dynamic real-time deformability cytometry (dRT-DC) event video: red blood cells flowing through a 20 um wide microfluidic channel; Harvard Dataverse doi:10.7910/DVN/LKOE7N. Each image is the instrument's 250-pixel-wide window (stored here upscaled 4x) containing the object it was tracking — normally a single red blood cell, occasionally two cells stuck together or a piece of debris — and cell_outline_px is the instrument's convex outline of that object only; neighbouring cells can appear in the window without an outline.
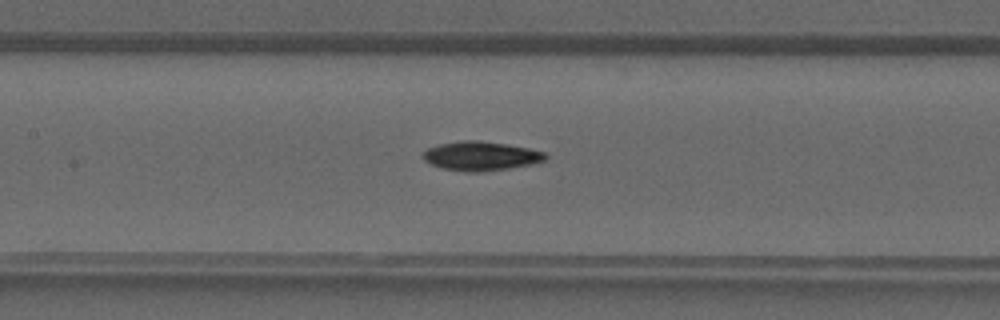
{"species": "common noctule bat (a hibernating species)", "species_latin": "Nyctalus noctula", "temperature_condition": "warm", "stored_images_in_passage": 25, "camera_frame_rate_fps": 3000, "um_per_image_px": 0.085, "animal": {"sex": "male", "forearm_length_mm": 52.5}, "frame": {"image": 1, "passage_image": 11, "time_ms": 3.333, "image_size_px": [1000, 320], "cell_outline_px": [[548, 156], [544, 160], [532, 164], [484, 172], [464, 172], [440, 168], [424, 160], [420, 156], [428, 148], [440, 144], [464, 140], [476, 140], [504, 144], [528, 148], [544, 152]], "centroid_in_image_um": [40.84, 13.27], "position_along_channel_um": 166.6, "area_um2": 20.69}}
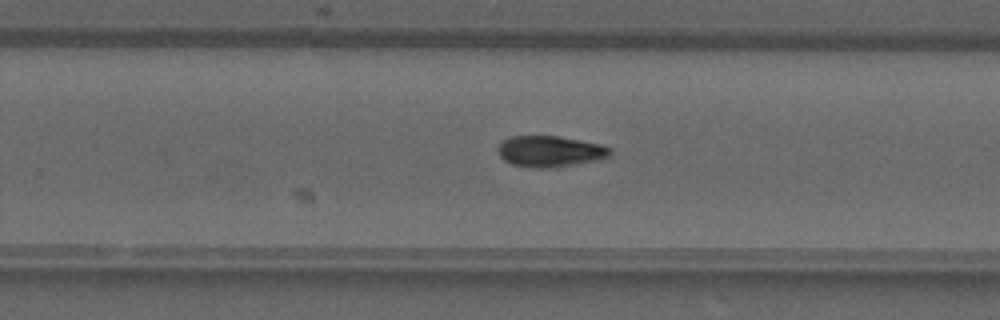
{"frame": {"image": 2, "passage_image": 18, "time_ms": 5.667, "image_size_px": [1000, 320], "cell_outline_px": [[612, 152], [608, 156], [596, 160], [548, 168], [532, 168], [512, 164], [504, 160], [500, 156], [496, 148], [500, 140], [512, 136], [560, 136], [600, 144], [612, 148]], "centroid_in_image_um": [46.69, 12.85], "position_along_channel_um": 283.1, "area_um2": 20.35}}